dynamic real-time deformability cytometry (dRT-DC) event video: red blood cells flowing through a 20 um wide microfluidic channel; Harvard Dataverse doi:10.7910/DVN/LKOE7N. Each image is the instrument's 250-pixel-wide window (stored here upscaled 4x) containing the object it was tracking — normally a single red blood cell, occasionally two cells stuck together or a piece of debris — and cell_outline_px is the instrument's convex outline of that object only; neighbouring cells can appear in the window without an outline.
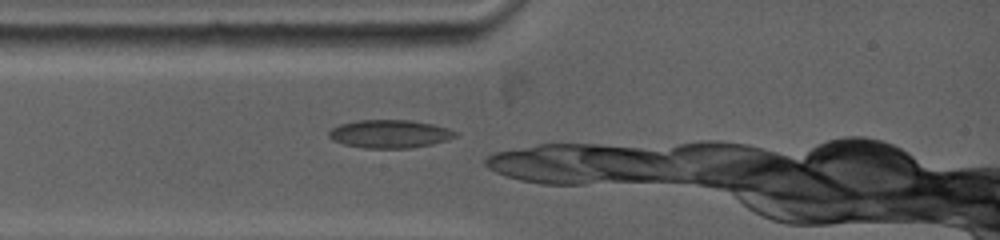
{"species": "common noctule bat (a hibernating species)", "species_latin": "Nyctalus noctula", "temperature_condition": "warm", "stored_images_in_passage": 2, "camera_frame_rate_fps": 5000, "um_per_image_px": 0.085, "animal": {"sex": "female", "body_mass_g": 19.0, "forearm_length_mm": 53.3}, "frame": {"image": 1, "passage_image": 2, "time_ms": 1.0, "image_size_px": [1000, 240], "cell_outline_px": [[456, 136], [448, 140], [432, 144], [408, 148], [364, 148], [344, 144], [332, 140], [328, 136], [328, 132], [332, 128], [340, 124], [356, 120], [412, 120], [432, 124], [448, 128], [456, 132]], "centroid_in_image_um": [33.11, 11.38], "position_along_channel_um": 51.9, "area_um2": 20.75}}